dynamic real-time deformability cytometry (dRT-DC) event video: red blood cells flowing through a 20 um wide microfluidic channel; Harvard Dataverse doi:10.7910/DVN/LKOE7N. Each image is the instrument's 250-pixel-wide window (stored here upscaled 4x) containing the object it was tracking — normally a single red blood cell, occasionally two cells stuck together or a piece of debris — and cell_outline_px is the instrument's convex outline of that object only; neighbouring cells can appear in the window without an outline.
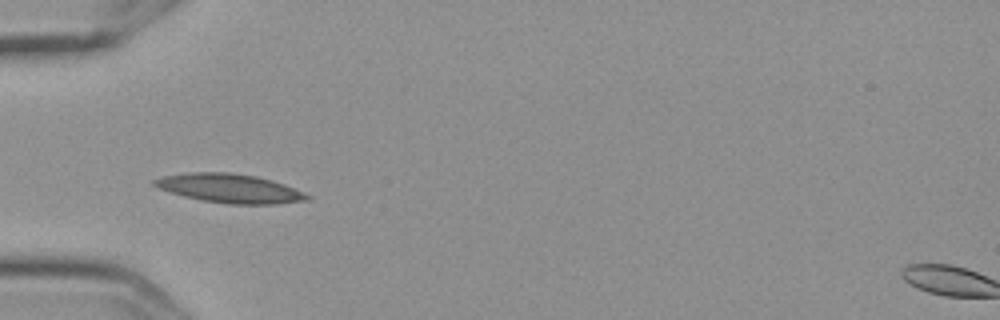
{"species": "Egyptian fruit bat (a non-hibernating species)", "species_latin": "Rousettus aegyptiacus", "temperature_condition": "cold", "stored_images_in_passage": 8, "camera_frame_rate_fps": 3000, "um_per_image_px": 0.085, "frame": {"image": 1, "passage_image": 7, "time_ms": 2.0, "image_size_px": [1000, 320], "cell_outline_px": [[312, 196], [308, 200], [276, 204], [228, 204], [200, 200], [168, 192], [152, 184], [152, 180], [160, 176], [188, 172], [232, 172], [256, 176], [272, 180], [284, 184], [304, 192]], "centroid_in_image_um": [19.51, 16.0], "position_along_channel_um": 65.5, "area_um2": 26.01}}
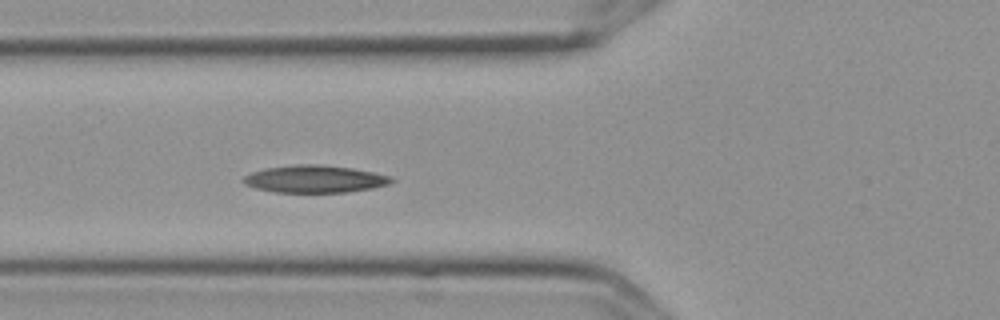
{"frame": {"image": 2, "passage_image": 8, "time_ms": 2.333, "image_size_px": [1000, 320], "cell_outline_px": [[396, 180], [388, 184], [372, 188], [348, 192], [276, 192], [256, 188], [244, 184], [240, 180], [244, 176], [252, 172], [264, 168], [296, 164], [320, 164], [352, 168], [392, 176]], "centroid_in_image_um": [26.74, 15.21], "position_along_channel_um": 99.1, "area_um2": 23.7}}